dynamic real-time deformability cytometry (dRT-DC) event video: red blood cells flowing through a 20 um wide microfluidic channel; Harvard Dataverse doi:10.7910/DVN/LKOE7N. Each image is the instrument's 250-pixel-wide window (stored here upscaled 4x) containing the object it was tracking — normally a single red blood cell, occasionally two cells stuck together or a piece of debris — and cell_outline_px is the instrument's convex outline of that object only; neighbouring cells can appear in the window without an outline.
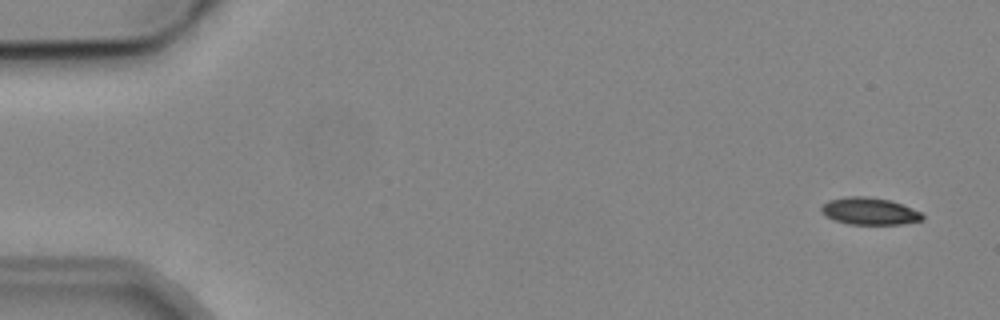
{"species": "common noctule bat (a hibernating species)", "species_latin": "Nyctalus noctula", "temperature_condition": "cold", "stored_images_in_passage": 4, "camera_frame_rate_fps": 3000, "um_per_image_px": 0.085, "animal": {"sex": "male", "body_mass_g": 19.2, "forearm_length_mm": 51.8}, "frame": {"image": 1, "passage_image": 1, "time_ms": 0.0, "image_size_px": [1000, 320], "cell_outline_px": [[924, 220], [900, 224], [852, 224], [836, 220], [828, 216], [820, 208], [828, 200], [848, 196], [864, 196], [888, 200], [912, 208], [920, 212], [924, 216]], "centroid_in_image_um": [73.94, 17.95], "position_along_channel_um": 11.1, "area_um2": 15.61}}
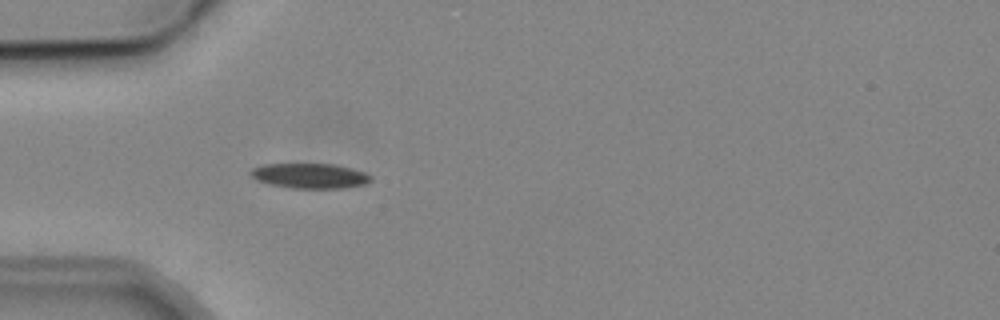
{"frame": {"image": 2, "passage_image": 4, "time_ms": 4.667, "image_size_px": [1000, 320], "cell_outline_px": [[372, 180], [364, 184], [344, 188], [292, 188], [268, 184], [256, 180], [248, 172], [252, 168], [264, 164], [332, 164], [364, 172], [372, 176]], "centroid_in_image_um": [26.3, 14.95], "position_along_channel_um": 58.7, "area_um2": 17.46}}